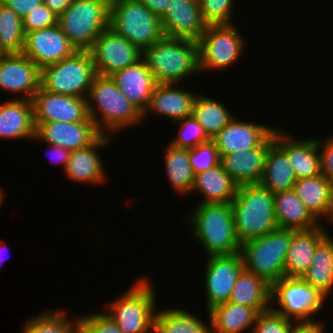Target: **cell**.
Returning <instances> with one entry per match:
<instances>
[{
	"label": "cell",
	"instance_id": "obj_39",
	"mask_svg": "<svg viewBox=\"0 0 333 333\" xmlns=\"http://www.w3.org/2000/svg\"><path fill=\"white\" fill-rule=\"evenodd\" d=\"M180 124L179 134L169 142L172 146L183 149H191L198 144L208 142L210 139L203 130V127L193 117H185L175 123Z\"/></svg>",
	"mask_w": 333,
	"mask_h": 333
},
{
	"label": "cell",
	"instance_id": "obj_25",
	"mask_svg": "<svg viewBox=\"0 0 333 333\" xmlns=\"http://www.w3.org/2000/svg\"><path fill=\"white\" fill-rule=\"evenodd\" d=\"M35 137L32 100L15 99L0 104V139H25Z\"/></svg>",
	"mask_w": 333,
	"mask_h": 333
},
{
	"label": "cell",
	"instance_id": "obj_7",
	"mask_svg": "<svg viewBox=\"0 0 333 333\" xmlns=\"http://www.w3.org/2000/svg\"><path fill=\"white\" fill-rule=\"evenodd\" d=\"M111 0H74L58 16L57 24L76 50H89L109 28Z\"/></svg>",
	"mask_w": 333,
	"mask_h": 333
},
{
	"label": "cell",
	"instance_id": "obj_41",
	"mask_svg": "<svg viewBox=\"0 0 333 333\" xmlns=\"http://www.w3.org/2000/svg\"><path fill=\"white\" fill-rule=\"evenodd\" d=\"M189 161L196 175L219 165L221 157L215 143L209 140L189 149Z\"/></svg>",
	"mask_w": 333,
	"mask_h": 333
},
{
	"label": "cell",
	"instance_id": "obj_38",
	"mask_svg": "<svg viewBox=\"0 0 333 333\" xmlns=\"http://www.w3.org/2000/svg\"><path fill=\"white\" fill-rule=\"evenodd\" d=\"M67 315L63 310H46L29 318L21 333H77L78 317L71 321Z\"/></svg>",
	"mask_w": 333,
	"mask_h": 333
},
{
	"label": "cell",
	"instance_id": "obj_47",
	"mask_svg": "<svg viewBox=\"0 0 333 333\" xmlns=\"http://www.w3.org/2000/svg\"><path fill=\"white\" fill-rule=\"evenodd\" d=\"M292 333H325L323 321L304 320L295 321Z\"/></svg>",
	"mask_w": 333,
	"mask_h": 333
},
{
	"label": "cell",
	"instance_id": "obj_37",
	"mask_svg": "<svg viewBox=\"0 0 333 333\" xmlns=\"http://www.w3.org/2000/svg\"><path fill=\"white\" fill-rule=\"evenodd\" d=\"M24 43L22 18L0 1V54H21Z\"/></svg>",
	"mask_w": 333,
	"mask_h": 333
},
{
	"label": "cell",
	"instance_id": "obj_12",
	"mask_svg": "<svg viewBox=\"0 0 333 333\" xmlns=\"http://www.w3.org/2000/svg\"><path fill=\"white\" fill-rule=\"evenodd\" d=\"M88 51L92 56L96 73L101 76H110L136 64L143 57V52L137 46L111 28L105 29Z\"/></svg>",
	"mask_w": 333,
	"mask_h": 333
},
{
	"label": "cell",
	"instance_id": "obj_3",
	"mask_svg": "<svg viewBox=\"0 0 333 333\" xmlns=\"http://www.w3.org/2000/svg\"><path fill=\"white\" fill-rule=\"evenodd\" d=\"M157 84L181 83L199 69L198 42L163 36L143 51L142 57Z\"/></svg>",
	"mask_w": 333,
	"mask_h": 333
},
{
	"label": "cell",
	"instance_id": "obj_50",
	"mask_svg": "<svg viewBox=\"0 0 333 333\" xmlns=\"http://www.w3.org/2000/svg\"><path fill=\"white\" fill-rule=\"evenodd\" d=\"M74 0H43L57 16L61 15Z\"/></svg>",
	"mask_w": 333,
	"mask_h": 333
},
{
	"label": "cell",
	"instance_id": "obj_13",
	"mask_svg": "<svg viewBox=\"0 0 333 333\" xmlns=\"http://www.w3.org/2000/svg\"><path fill=\"white\" fill-rule=\"evenodd\" d=\"M204 289L207 295V312L213 307L228 302L239 274L244 269L242 255L207 256Z\"/></svg>",
	"mask_w": 333,
	"mask_h": 333
},
{
	"label": "cell",
	"instance_id": "obj_48",
	"mask_svg": "<svg viewBox=\"0 0 333 333\" xmlns=\"http://www.w3.org/2000/svg\"><path fill=\"white\" fill-rule=\"evenodd\" d=\"M48 147H50L51 152V159L53 158V162H57L58 164L61 163L63 165V172L66 168L67 162L70 158L71 151L64 149L61 146L53 145V144H47Z\"/></svg>",
	"mask_w": 333,
	"mask_h": 333
},
{
	"label": "cell",
	"instance_id": "obj_52",
	"mask_svg": "<svg viewBox=\"0 0 333 333\" xmlns=\"http://www.w3.org/2000/svg\"><path fill=\"white\" fill-rule=\"evenodd\" d=\"M2 244V242H1V240H0V252H1V250L3 249V246L1 245ZM5 248V247H4ZM0 255H1V253H0ZM1 257V256H0ZM2 261H3V265H4V259H1Z\"/></svg>",
	"mask_w": 333,
	"mask_h": 333
},
{
	"label": "cell",
	"instance_id": "obj_2",
	"mask_svg": "<svg viewBox=\"0 0 333 333\" xmlns=\"http://www.w3.org/2000/svg\"><path fill=\"white\" fill-rule=\"evenodd\" d=\"M185 217L191 225V235L208 256L240 252L230 203H199Z\"/></svg>",
	"mask_w": 333,
	"mask_h": 333
},
{
	"label": "cell",
	"instance_id": "obj_44",
	"mask_svg": "<svg viewBox=\"0 0 333 333\" xmlns=\"http://www.w3.org/2000/svg\"><path fill=\"white\" fill-rule=\"evenodd\" d=\"M57 20L58 16L42 3L22 18L24 33L52 27Z\"/></svg>",
	"mask_w": 333,
	"mask_h": 333
},
{
	"label": "cell",
	"instance_id": "obj_15",
	"mask_svg": "<svg viewBox=\"0 0 333 333\" xmlns=\"http://www.w3.org/2000/svg\"><path fill=\"white\" fill-rule=\"evenodd\" d=\"M40 79L41 69L29 57L22 53L0 54V89L19 95L15 99L32 100Z\"/></svg>",
	"mask_w": 333,
	"mask_h": 333
},
{
	"label": "cell",
	"instance_id": "obj_49",
	"mask_svg": "<svg viewBox=\"0 0 333 333\" xmlns=\"http://www.w3.org/2000/svg\"><path fill=\"white\" fill-rule=\"evenodd\" d=\"M142 2L150 11H152L158 18H162L167 10L169 0H138Z\"/></svg>",
	"mask_w": 333,
	"mask_h": 333
},
{
	"label": "cell",
	"instance_id": "obj_34",
	"mask_svg": "<svg viewBox=\"0 0 333 333\" xmlns=\"http://www.w3.org/2000/svg\"><path fill=\"white\" fill-rule=\"evenodd\" d=\"M158 310L154 317V333H212L209 312L207 319L210 320V325H207L197 315L183 308L166 307Z\"/></svg>",
	"mask_w": 333,
	"mask_h": 333
},
{
	"label": "cell",
	"instance_id": "obj_36",
	"mask_svg": "<svg viewBox=\"0 0 333 333\" xmlns=\"http://www.w3.org/2000/svg\"><path fill=\"white\" fill-rule=\"evenodd\" d=\"M192 115L203 127L210 140L234 117L232 111L228 110L223 103L200 93L195 99Z\"/></svg>",
	"mask_w": 333,
	"mask_h": 333
},
{
	"label": "cell",
	"instance_id": "obj_14",
	"mask_svg": "<svg viewBox=\"0 0 333 333\" xmlns=\"http://www.w3.org/2000/svg\"><path fill=\"white\" fill-rule=\"evenodd\" d=\"M34 123L92 121L87 98L56 94L41 87L32 98Z\"/></svg>",
	"mask_w": 333,
	"mask_h": 333
},
{
	"label": "cell",
	"instance_id": "obj_4",
	"mask_svg": "<svg viewBox=\"0 0 333 333\" xmlns=\"http://www.w3.org/2000/svg\"><path fill=\"white\" fill-rule=\"evenodd\" d=\"M240 243L264 236L278 228L273 193L261 184L238 186L230 202Z\"/></svg>",
	"mask_w": 333,
	"mask_h": 333
},
{
	"label": "cell",
	"instance_id": "obj_42",
	"mask_svg": "<svg viewBox=\"0 0 333 333\" xmlns=\"http://www.w3.org/2000/svg\"><path fill=\"white\" fill-rule=\"evenodd\" d=\"M294 322L270 308L259 313L250 331L251 333H292Z\"/></svg>",
	"mask_w": 333,
	"mask_h": 333
},
{
	"label": "cell",
	"instance_id": "obj_17",
	"mask_svg": "<svg viewBox=\"0 0 333 333\" xmlns=\"http://www.w3.org/2000/svg\"><path fill=\"white\" fill-rule=\"evenodd\" d=\"M34 124L35 137L32 140L58 145L70 151L86 148L102 135L93 121Z\"/></svg>",
	"mask_w": 333,
	"mask_h": 333
},
{
	"label": "cell",
	"instance_id": "obj_11",
	"mask_svg": "<svg viewBox=\"0 0 333 333\" xmlns=\"http://www.w3.org/2000/svg\"><path fill=\"white\" fill-rule=\"evenodd\" d=\"M234 24L207 25L199 38V69L222 70L236 64L245 48V39Z\"/></svg>",
	"mask_w": 333,
	"mask_h": 333
},
{
	"label": "cell",
	"instance_id": "obj_32",
	"mask_svg": "<svg viewBox=\"0 0 333 333\" xmlns=\"http://www.w3.org/2000/svg\"><path fill=\"white\" fill-rule=\"evenodd\" d=\"M296 180L287 154L274 142L268 148L260 184L276 193L293 189Z\"/></svg>",
	"mask_w": 333,
	"mask_h": 333
},
{
	"label": "cell",
	"instance_id": "obj_28",
	"mask_svg": "<svg viewBox=\"0 0 333 333\" xmlns=\"http://www.w3.org/2000/svg\"><path fill=\"white\" fill-rule=\"evenodd\" d=\"M278 228L305 231L321 225L293 189L273 193Z\"/></svg>",
	"mask_w": 333,
	"mask_h": 333
},
{
	"label": "cell",
	"instance_id": "obj_21",
	"mask_svg": "<svg viewBox=\"0 0 333 333\" xmlns=\"http://www.w3.org/2000/svg\"><path fill=\"white\" fill-rule=\"evenodd\" d=\"M291 136L279 126L274 130V142L287 154L296 179L320 175L318 139L301 140Z\"/></svg>",
	"mask_w": 333,
	"mask_h": 333
},
{
	"label": "cell",
	"instance_id": "obj_45",
	"mask_svg": "<svg viewBox=\"0 0 333 333\" xmlns=\"http://www.w3.org/2000/svg\"><path fill=\"white\" fill-rule=\"evenodd\" d=\"M321 174L333 182V136L318 140ZM321 149V150H320Z\"/></svg>",
	"mask_w": 333,
	"mask_h": 333
},
{
	"label": "cell",
	"instance_id": "obj_16",
	"mask_svg": "<svg viewBox=\"0 0 333 333\" xmlns=\"http://www.w3.org/2000/svg\"><path fill=\"white\" fill-rule=\"evenodd\" d=\"M76 48L69 42L58 24L25 33L22 54L40 69L71 56Z\"/></svg>",
	"mask_w": 333,
	"mask_h": 333
},
{
	"label": "cell",
	"instance_id": "obj_31",
	"mask_svg": "<svg viewBox=\"0 0 333 333\" xmlns=\"http://www.w3.org/2000/svg\"><path fill=\"white\" fill-rule=\"evenodd\" d=\"M270 295V284L263 278L243 269L228 302L255 308L260 313L271 308Z\"/></svg>",
	"mask_w": 333,
	"mask_h": 333
},
{
	"label": "cell",
	"instance_id": "obj_1",
	"mask_svg": "<svg viewBox=\"0 0 333 333\" xmlns=\"http://www.w3.org/2000/svg\"><path fill=\"white\" fill-rule=\"evenodd\" d=\"M87 106L89 117L102 135L113 136L111 133L135 126L143 120L142 113L127 100L110 76H95L87 96Z\"/></svg>",
	"mask_w": 333,
	"mask_h": 333
},
{
	"label": "cell",
	"instance_id": "obj_40",
	"mask_svg": "<svg viewBox=\"0 0 333 333\" xmlns=\"http://www.w3.org/2000/svg\"><path fill=\"white\" fill-rule=\"evenodd\" d=\"M234 1L198 0L203 20L208 25L233 24Z\"/></svg>",
	"mask_w": 333,
	"mask_h": 333
},
{
	"label": "cell",
	"instance_id": "obj_10",
	"mask_svg": "<svg viewBox=\"0 0 333 333\" xmlns=\"http://www.w3.org/2000/svg\"><path fill=\"white\" fill-rule=\"evenodd\" d=\"M327 298L301 277H282L271 285L272 310L293 321L313 320Z\"/></svg>",
	"mask_w": 333,
	"mask_h": 333
},
{
	"label": "cell",
	"instance_id": "obj_19",
	"mask_svg": "<svg viewBox=\"0 0 333 333\" xmlns=\"http://www.w3.org/2000/svg\"><path fill=\"white\" fill-rule=\"evenodd\" d=\"M276 129L233 117L229 123L211 139L220 157L235 152L259 147Z\"/></svg>",
	"mask_w": 333,
	"mask_h": 333
},
{
	"label": "cell",
	"instance_id": "obj_8",
	"mask_svg": "<svg viewBox=\"0 0 333 333\" xmlns=\"http://www.w3.org/2000/svg\"><path fill=\"white\" fill-rule=\"evenodd\" d=\"M109 28L142 52L164 36L161 19L138 0H111Z\"/></svg>",
	"mask_w": 333,
	"mask_h": 333
},
{
	"label": "cell",
	"instance_id": "obj_24",
	"mask_svg": "<svg viewBox=\"0 0 333 333\" xmlns=\"http://www.w3.org/2000/svg\"><path fill=\"white\" fill-rule=\"evenodd\" d=\"M110 77L127 100L143 113L157 85L146 61L142 58L136 64L119 70Z\"/></svg>",
	"mask_w": 333,
	"mask_h": 333
},
{
	"label": "cell",
	"instance_id": "obj_30",
	"mask_svg": "<svg viewBox=\"0 0 333 333\" xmlns=\"http://www.w3.org/2000/svg\"><path fill=\"white\" fill-rule=\"evenodd\" d=\"M212 333H244L253 329L259 312L252 307L226 302L208 311Z\"/></svg>",
	"mask_w": 333,
	"mask_h": 333
},
{
	"label": "cell",
	"instance_id": "obj_9",
	"mask_svg": "<svg viewBox=\"0 0 333 333\" xmlns=\"http://www.w3.org/2000/svg\"><path fill=\"white\" fill-rule=\"evenodd\" d=\"M97 75L88 50H77L58 63L41 69L40 87L56 94L87 98Z\"/></svg>",
	"mask_w": 333,
	"mask_h": 333
},
{
	"label": "cell",
	"instance_id": "obj_6",
	"mask_svg": "<svg viewBox=\"0 0 333 333\" xmlns=\"http://www.w3.org/2000/svg\"><path fill=\"white\" fill-rule=\"evenodd\" d=\"M295 230L276 228L268 234L246 241L240 246L245 270L263 278L268 284L285 276V261Z\"/></svg>",
	"mask_w": 333,
	"mask_h": 333
},
{
	"label": "cell",
	"instance_id": "obj_51",
	"mask_svg": "<svg viewBox=\"0 0 333 333\" xmlns=\"http://www.w3.org/2000/svg\"><path fill=\"white\" fill-rule=\"evenodd\" d=\"M4 195H5L4 190L0 188V206L3 203L4 197H5Z\"/></svg>",
	"mask_w": 333,
	"mask_h": 333
},
{
	"label": "cell",
	"instance_id": "obj_18",
	"mask_svg": "<svg viewBox=\"0 0 333 333\" xmlns=\"http://www.w3.org/2000/svg\"><path fill=\"white\" fill-rule=\"evenodd\" d=\"M198 0H169L168 10L161 18L164 36L198 41L205 32Z\"/></svg>",
	"mask_w": 333,
	"mask_h": 333
},
{
	"label": "cell",
	"instance_id": "obj_20",
	"mask_svg": "<svg viewBox=\"0 0 333 333\" xmlns=\"http://www.w3.org/2000/svg\"><path fill=\"white\" fill-rule=\"evenodd\" d=\"M274 143V132L259 146L221 157L220 164L238 185L260 184L268 148Z\"/></svg>",
	"mask_w": 333,
	"mask_h": 333
},
{
	"label": "cell",
	"instance_id": "obj_33",
	"mask_svg": "<svg viewBox=\"0 0 333 333\" xmlns=\"http://www.w3.org/2000/svg\"><path fill=\"white\" fill-rule=\"evenodd\" d=\"M302 278L329 297L333 290V238L330 233L318 243L311 265Z\"/></svg>",
	"mask_w": 333,
	"mask_h": 333
},
{
	"label": "cell",
	"instance_id": "obj_27",
	"mask_svg": "<svg viewBox=\"0 0 333 333\" xmlns=\"http://www.w3.org/2000/svg\"><path fill=\"white\" fill-rule=\"evenodd\" d=\"M324 225L292 235L285 261L286 277H301L311 265L318 243L328 234Z\"/></svg>",
	"mask_w": 333,
	"mask_h": 333
},
{
	"label": "cell",
	"instance_id": "obj_43",
	"mask_svg": "<svg viewBox=\"0 0 333 333\" xmlns=\"http://www.w3.org/2000/svg\"><path fill=\"white\" fill-rule=\"evenodd\" d=\"M77 333H123L105 313H93L78 317Z\"/></svg>",
	"mask_w": 333,
	"mask_h": 333
},
{
	"label": "cell",
	"instance_id": "obj_35",
	"mask_svg": "<svg viewBox=\"0 0 333 333\" xmlns=\"http://www.w3.org/2000/svg\"><path fill=\"white\" fill-rule=\"evenodd\" d=\"M168 180L179 195L191 193L195 174L189 161V149L177 148L170 143L164 151Z\"/></svg>",
	"mask_w": 333,
	"mask_h": 333
},
{
	"label": "cell",
	"instance_id": "obj_22",
	"mask_svg": "<svg viewBox=\"0 0 333 333\" xmlns=\"http://www.w3.org/2000/svg\"><path fill=\"white\" fill-rule=\"evenodd\" d=\"M113 140L112 136L101 135L90 146L71 151L64 174L72 182L88 183L93 185L102 184L107 176L103 161L100 158L98 147H106Z\"/></svg>",
	"mask_w": 333,
	"mask_h": 333
},
{
	"label": "cell",
	"instance_id": "obj_29",
	"mask_svg": "<svg viewBox=\"0 0 333 333\" xmlns=\"http://www.w3.org/2000/svg\"><path fill=\"white\" fill-rule=\"evenodd\" d=\"M238 185L219 164L195 175L191 193L197 191L204 197L199 203H230L237 193Z\"/></svg>",
	"mask_w": 333,
	"mask_h": 333
},
{
	"label": "cell",
	"instance_id": "obj_5",
	"mask_svg": "<svg viewBox=\"0 0 333 333\" xmlns=\"http://www.w3.org/2000/svg\"><path fill=\"white\" fill-rule=\"evenodd\" d=\"M140 277L105 312L123 333H154L156 293L152 282Z\"/></svg>",
	"mask_w": 333,
	"mask_h": 333
},
{
	"label": "cell",
	"instance_id": "obj_26",
	"mask_svg": "<svg viewBox=\"0 0 333 333\" xmlns=\"http://www.w3.org/2000/svg\"><path fill=\"white\" fill-rule=\"evenodd\" d=\"M293 190L319 221L325 217L333 224V182L322 174L297 179Z\"/></svg>",
	"mask_w": 333,
	"mask_h": 333
},
{
	"label": "cell",
	"instance_id": "obj_23",
	"mask_svg": "<svg viewBox=\"0 0 333 333\" xmlns=\"http://www.w3.org/2000/svg\"><path fill=\"white\" fill-rule=\"evenodd\" d=\"M177 83L157 84L150 97L147 108L142 113V119L147 112L154 111L159 116L169 117L174 123L191 116L198 94L177 88Z\"/></svg>",
	"mask_w": 333,
	"mask_h": 333
},
{
	"label": "cell",
	"instance_id": "obj_46",
	"mask_svg": "<svg viewBox=\"0 0 333 333\" xmlns=\"http://www.w3.org/2000/svg\"><path fill=\"white\" fill-rule=\"evenodd\" d=\"M8 8H11L21 18L26 16L30 11L36 9L43 3V0H0Z\"/></svg>",
	"mask_w": 333,
	"mask_h": 333
}]
</instances>
